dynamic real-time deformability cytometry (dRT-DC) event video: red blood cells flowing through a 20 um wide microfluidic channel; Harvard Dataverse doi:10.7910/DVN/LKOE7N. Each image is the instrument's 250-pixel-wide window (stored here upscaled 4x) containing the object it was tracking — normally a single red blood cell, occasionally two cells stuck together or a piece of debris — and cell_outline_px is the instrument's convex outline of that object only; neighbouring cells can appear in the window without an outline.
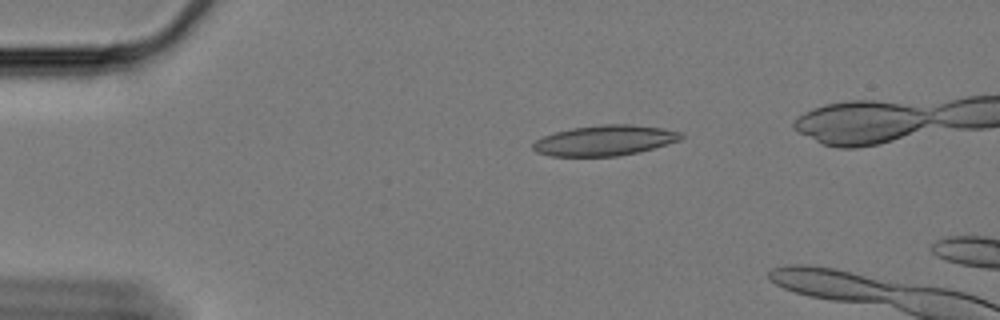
{"species": "Egyptian fruit bat (a non-hibernating species)", "species_latin": "Rousettus aegyptiacus", "temperature_condition": "cold", "stored_images_in_passage": 9, "camera_frame_rate_fps": 3000, "um_per_image_px": 0.085, "animal": {"sex": "female"}, "frame": {"image": 1, "passage_image": 3, "time_ms": 0.667, "image_size_px": [1000, 320], "cell_outline_px": [[684, 136], [680, 140], [640, 152], [616, 156], [552, 156], [536, 152], [532, 148], [532, 144], [536, 140], [544, 136], [556, 132], [572, 128], [604, 124], [632, 124], [664, 128], [684, 132]], "centroid_in_image_um": [51.45, 11.93], "position_along_channel_um": 33.6, "area_um2": 26.3}}